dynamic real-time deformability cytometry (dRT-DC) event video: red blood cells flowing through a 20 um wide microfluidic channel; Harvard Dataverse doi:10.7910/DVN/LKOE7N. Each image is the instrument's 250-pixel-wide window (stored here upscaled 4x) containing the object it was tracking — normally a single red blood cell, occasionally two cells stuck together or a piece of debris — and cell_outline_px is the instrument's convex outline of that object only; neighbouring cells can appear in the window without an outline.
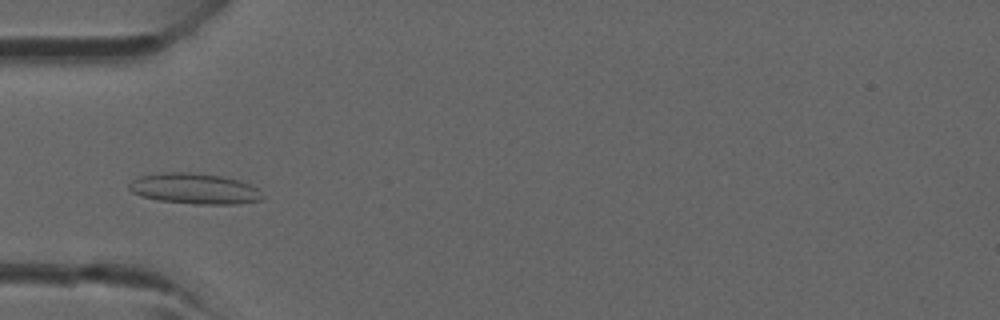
{"species": "common noctule bat (a hibernating species)", "species_latin": "Nyctalus noctula", "temperature_condition": "room temperature", "stored_images_in_passage": 3, "camera_frame_rate_fps": 3000, "um_per_image_px": 0.085, "animal": {"sex": "male", "forearm_length_mm": 52.5}, "frame": {"image": 1, "passage_image": 2, "time_ms": 1.333, "image_size_px": [1000, 320], "cell_outline_px": [[264, 196], [260, 200], [236, 204], [196, 204], [160, 200], [140, 196], [132, 192], [128, 188], [128, 184], [132, 180], [140, 176], [164, 172], [188, 172], [220, 176], [240, 180], [256, 188]], "centroid_in_image_um": [16.5, 16.03], "position_along_channel_um": 68.5, "area_um2": 23.7}}
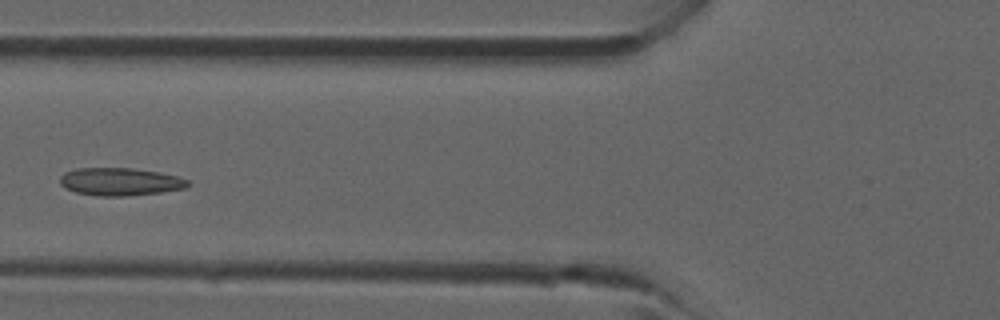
{"frame": {"image": 2, "passage_image": 3, "time_ms": 2.333, "image_size_px": [1000, 320], "cell_outline_px": [[192, 184], [184, 188], [160, 192], [124, 196], [96, 196], [76, 192], [64, 188], [60, 184], [60, 176], [64, 172], [76, 168], [132, 168], [156, 172], [176, 176], [188, 180]], "centroid_in_image_um": [10.16, 15.44], "position_along_channel_um": 115.6, "area_um2": 20.63}}